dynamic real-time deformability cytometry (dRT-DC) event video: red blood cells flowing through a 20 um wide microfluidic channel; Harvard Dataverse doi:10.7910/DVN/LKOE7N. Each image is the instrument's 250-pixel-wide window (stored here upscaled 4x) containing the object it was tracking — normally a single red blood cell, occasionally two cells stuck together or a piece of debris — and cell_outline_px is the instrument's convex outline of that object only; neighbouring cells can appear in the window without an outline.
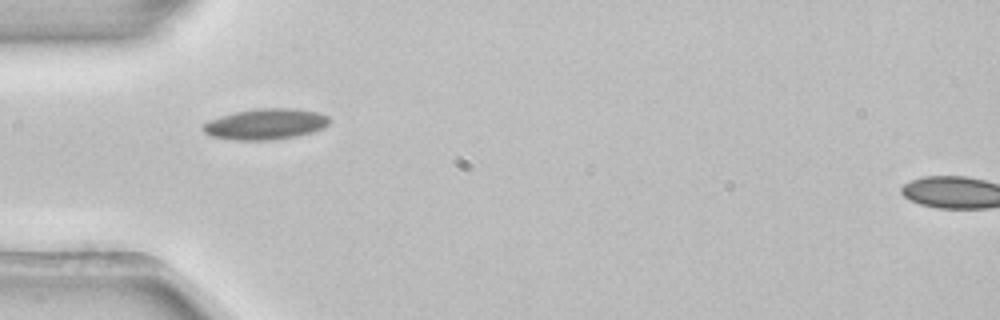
{"species": "common noctule bat (a hibernating species)", "species_latin": "Nyctalus noctula", "temperature_condition": "room temperature", "stored_images_in_passage": 1, "camera_frame_rate_fps": 3000, "um_per_image_px": 0.085, "animal": {"sex": "female", "body_mass_g": 22.7, "forearm_length_mm": 54.2}, "frame": {"image": 1, "passage_image": 1, "time_ms": 0.0, "image_size_px": [1000, 320], "cell_outline_px": [[328, 124], [324, 128], [312, 132], [296, 136], [272, 140], [236, 140], [212, 136], [204, 132], [200, 128], [208, 120], [220, 116], [236, 112], [256, 108], [296, 108], [320, 112], [328, 116]], "centroid_in_image_um": [22.58, 10.54], "position_along_channel_um": 62.4, "area_um2": 22.83}}